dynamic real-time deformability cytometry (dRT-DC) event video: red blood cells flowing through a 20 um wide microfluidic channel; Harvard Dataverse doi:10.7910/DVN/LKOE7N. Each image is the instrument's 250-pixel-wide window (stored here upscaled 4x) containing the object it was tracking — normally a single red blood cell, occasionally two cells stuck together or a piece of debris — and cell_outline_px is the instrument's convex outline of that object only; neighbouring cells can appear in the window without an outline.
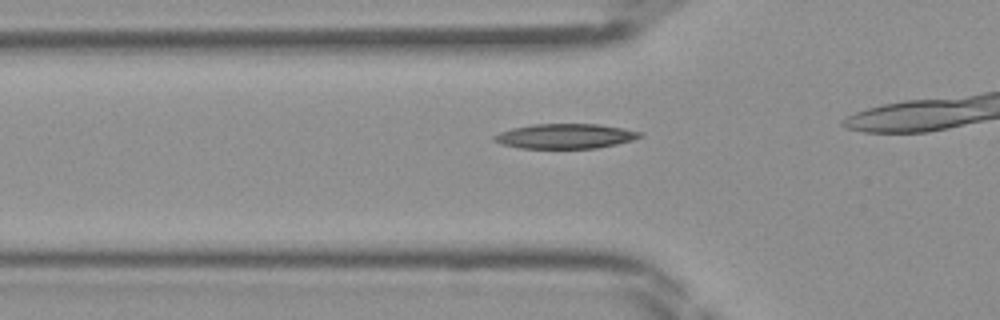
{"species": "Egyptian fruit bat (a non-hibernating species)", "species_latin": "Rousettus aegyptiacus", "temperature_condition": "room temperature", "stored_images_in_passage": 14, "camera_frame_rate_fps": 3000, "um_per_image_px": 0.085, "frame": {"image": 1, "passage_image": 10, "time_ms": 3.0, "image_size_px": [1000, 320], "cell_outline_px": [[644, 136], [632, 140], [616, 144], [596, 148], [520, 148], [500, 144], [492, 140], [492, 136], [500, 132], [512, 128], [532, 124], [600, 124], [624, 128], [644, 132]], "centroid_in_image_um": [48.06, 11.57], "position_along_channel_um": 77.7, "area_um2": 21.27}}